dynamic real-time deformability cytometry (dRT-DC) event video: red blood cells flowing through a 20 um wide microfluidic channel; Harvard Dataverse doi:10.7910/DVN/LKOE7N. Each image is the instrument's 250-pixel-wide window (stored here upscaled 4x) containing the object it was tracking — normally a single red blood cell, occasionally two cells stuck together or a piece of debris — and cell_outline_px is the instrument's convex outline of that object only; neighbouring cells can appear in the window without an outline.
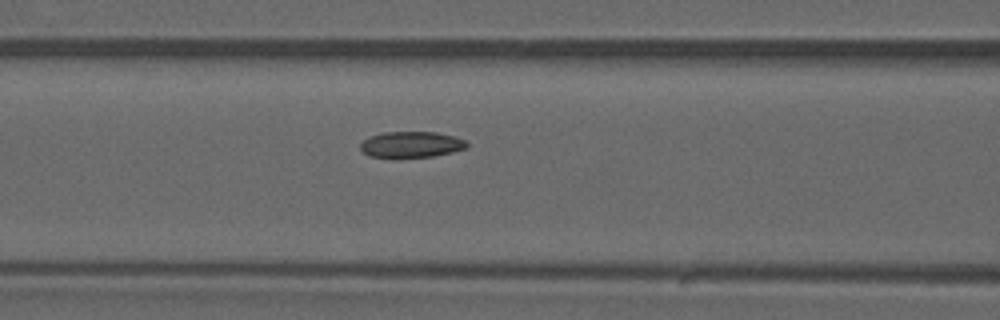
{"species": "common noctule bat (a hibernating species)", "species_latin": "Nyctalus noctula", "temperature_condition": "warm", "stored_images_in_passage": 46, "camera_frame_rate_fps": 3000, "um_per_image_px": 0.085, "animal": {"sex": "male", "forearm_length_mm": 52.5}, "frame": {"image": 1, "passage_image": 20, "time_ms": 6.333, "image_size_px": [1000, 320], "cell_outline_px": [[468, 148], [452, 152], [432, 156], [400, 160], [396, 160], [368, 156], [360, 148], [360, 144], [368, 136], [384, 132], [436, 132], [452, 136], [464, 140], [468, 144]], "centroid_in_image_um": [34.9, 12.33], "position_along_channel_um": 131.7, "area_um2": 16.76}}